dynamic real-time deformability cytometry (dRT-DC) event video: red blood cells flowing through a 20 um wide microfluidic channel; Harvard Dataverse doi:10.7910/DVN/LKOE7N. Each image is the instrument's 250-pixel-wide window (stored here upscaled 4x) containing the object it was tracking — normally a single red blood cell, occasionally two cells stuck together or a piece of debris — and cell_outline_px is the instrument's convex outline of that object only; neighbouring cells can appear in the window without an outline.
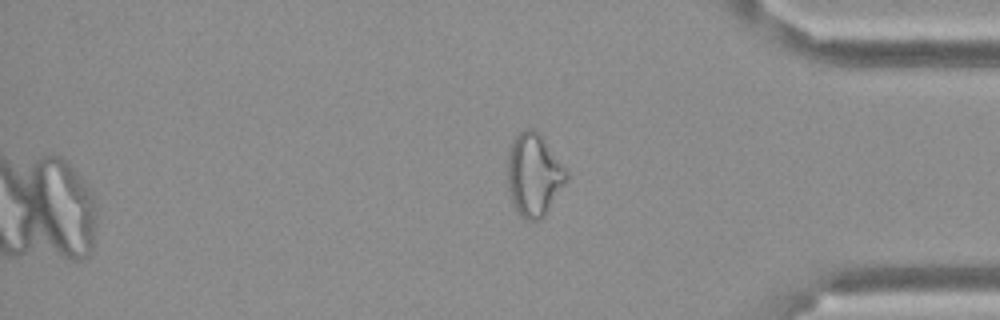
{"species": "Egyptian fruit bat (a non-hibernating species)", "species_latin": "Rousettus aegyptiacus", "temperature_condition": "cold", "stored_images_in_passage": 15, "camera_frame_rate_fps": 3000, "um_per_image_px": 0.085, "frame": {"image": 1, "passage_image": 15, "time_ms": 4.667, "image_size_px": [1000, 320], "cell_outline_px": [[568, 180], [544, 216], [540, 220], [524, 220], [516, 212], [508, 188], [508, 148], [512, 140], [524, 128], [532, 128], [544, 140], [568, 172]], "centroid_in_image_um": [45.37, 14.89], "position_along_channel_um": 389.8, "area_um2": 28.26}}